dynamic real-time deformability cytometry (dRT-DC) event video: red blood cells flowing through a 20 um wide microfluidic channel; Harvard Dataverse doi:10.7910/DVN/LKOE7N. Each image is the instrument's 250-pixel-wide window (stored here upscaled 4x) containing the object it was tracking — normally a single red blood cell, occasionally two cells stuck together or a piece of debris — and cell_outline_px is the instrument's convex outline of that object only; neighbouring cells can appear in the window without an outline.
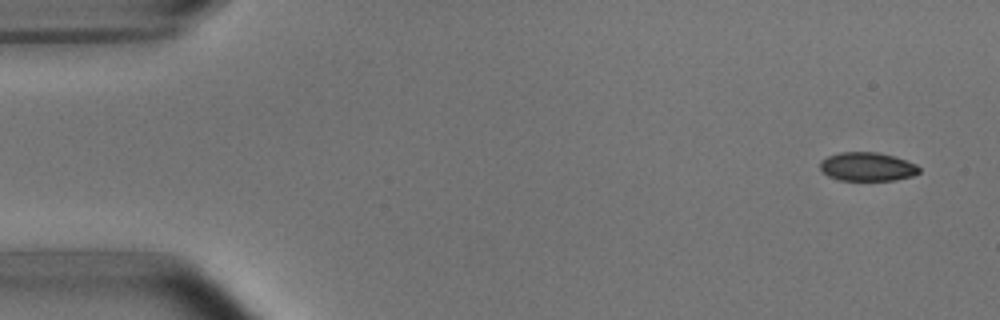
{"species": "common noctule bat (a hibernating species)", "species_latin": "Nyctalus noctula", "temperature_condition": "room temperature", "stored_images_in_passage": 4, "camera_frame_rate_fps": 3000, "um_per_image_px": 0.085, "animal": {"sex": "male", "body_mass_g": 15.6}, "frame": {"image": 1, "passage_image": 1, "time_ms": 0.0, "image_size_px": [1000, 320], "cell_outline_px": [[920, 172], [912, 176], [892, 180], [840, 180], [828, 176], [820, 168], [820, 160], [828, 156], [840, 152], [880, 152], [916, 164], [920, 168]], "centroid_in_image_um": [73.7, 14.16], "position_along_channel_um": 11.3, "area_um2": 16.47}}
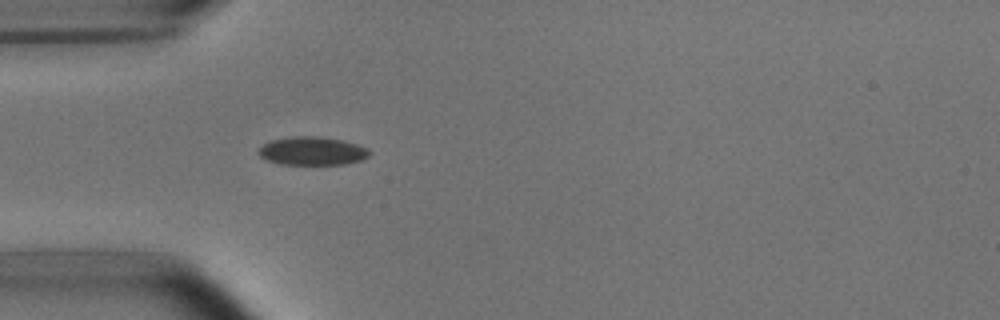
{"frame": {"image": 2, "passage_image": 4, "time_ms": 4.333, "image_size_px": [1000, 320], "cell_outline_px": [[372, 152], [368, 156], [360, 160], [344, 164], [280, 164], [268, 160], [260, 156], [256, 152], [264, 144], [272, 140], [292, 136], [320, 136], [340, 140], [356, 144], [368, 148]], "centroid_in_image_um": [26.54, 12.83], "position_along_channel_um": 58.5, "area_um2": 18.21}}